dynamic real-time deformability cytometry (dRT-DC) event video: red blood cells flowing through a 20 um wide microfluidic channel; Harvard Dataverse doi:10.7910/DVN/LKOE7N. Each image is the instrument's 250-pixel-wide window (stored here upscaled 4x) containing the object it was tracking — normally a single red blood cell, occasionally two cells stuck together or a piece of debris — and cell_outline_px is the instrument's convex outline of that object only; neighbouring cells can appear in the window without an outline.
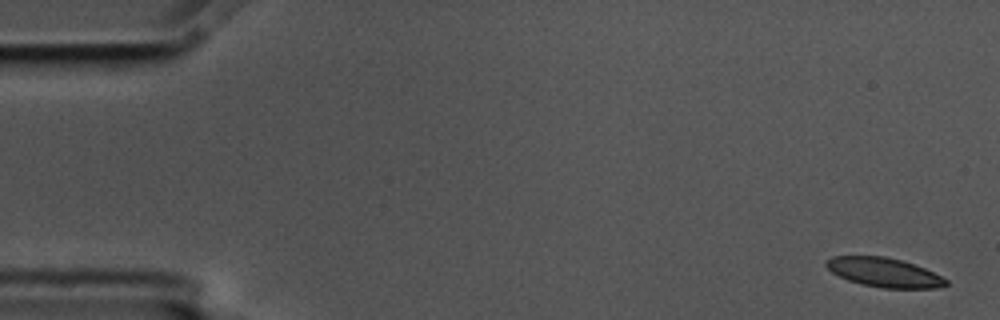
{"species": "common noctule bat (a hibernating species)", "species_latin": "Nyctalus noctula", "temperature_condition": "cold", "stored_images_in_passage": 56, "camera_frame_rate_fps": 3000, "um_per_image_px": 0.085, "animal": {"sex": "male", "body_mass_g": 17.5, "forearm_length_mm": 52.3}, "frame": {"image": 1, "passage_image": 1, "time_ms": 0.0, "image_size_px": [1000, 320], "cell_outline_px": [[948, 284], [936, 288], [884, 288], [864, 284], [848, 280], [832, 272], [824, 264], [824, 260], [832, 256], [884, 256], [900, 260], [924, 268], [948, 280]], "centroid_in_image_um": [75.12, 23.15], "position_along_channel_um": 9.9, "area_um2": 20.11}}
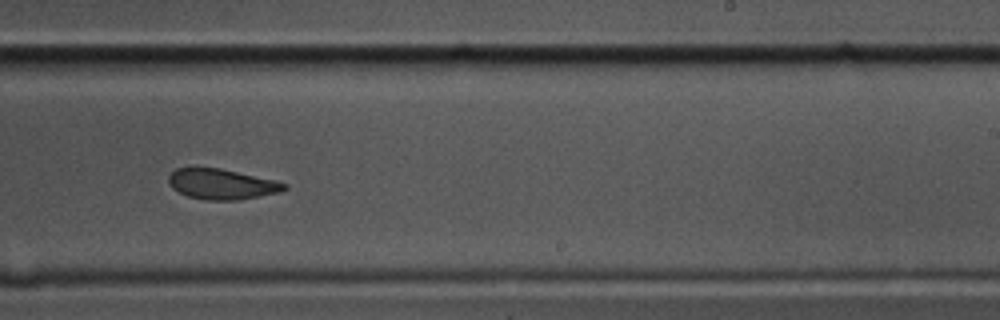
{"frame": {"image": 2, "passage_image": 34, "time_ms": 11.0, "image_size_px": [1000, 320], "cell_outline_px": [[288, 188], [280, 192], [240, 200], [204, 200], [188, 196], [172, 188], [168, 184], [168, 176], [176, 168], [220, 168], [276, 180], [288, 184]], "centroid_in_image_um": [18.87, 15.65], "position_along_channel_um": 270.1, "area_um2": 20.58}}
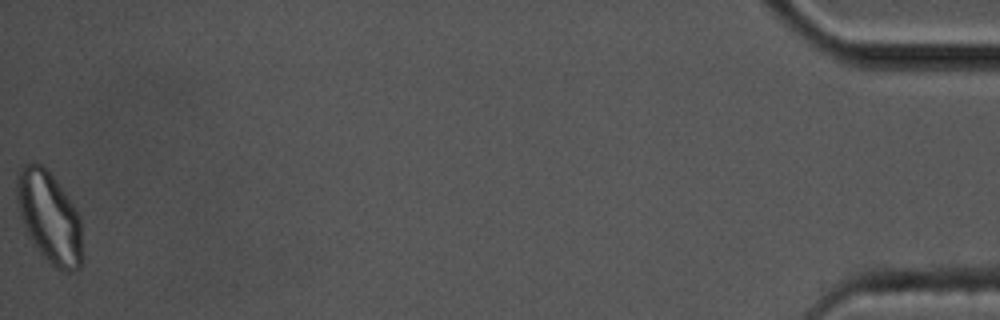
{"frame": {"image": 3, "passage_image": 56, "time_ms": 18.333, "image_size_px": [1000, 320], "cell_outline_px": [[80, 268], [76, 272], [68, 272], [56, 268], [40, 252], [28, 236], [20, 216], [16, 200], [16, 176], [20, 168], [24, 164], [32, 160], [40, 164], [52, 176], [76, 208], [80, 216]], "centroid_in_image_um": [4.15, 18.43], "position_along_channel_um": 431.0, "area_um2": 34.56}, "authors_computed_cell_mechanics": {"area_um2": 21.8773, "velocity_mm_per_s": 3.542, "shape_relaxation_time_tau1_ms": 7.854, "shape_relaxation_time_tau2_ms": 2.3718, "deformation_change_tau1": 0.1439, "deformation_change_tau2": 0.0682}}